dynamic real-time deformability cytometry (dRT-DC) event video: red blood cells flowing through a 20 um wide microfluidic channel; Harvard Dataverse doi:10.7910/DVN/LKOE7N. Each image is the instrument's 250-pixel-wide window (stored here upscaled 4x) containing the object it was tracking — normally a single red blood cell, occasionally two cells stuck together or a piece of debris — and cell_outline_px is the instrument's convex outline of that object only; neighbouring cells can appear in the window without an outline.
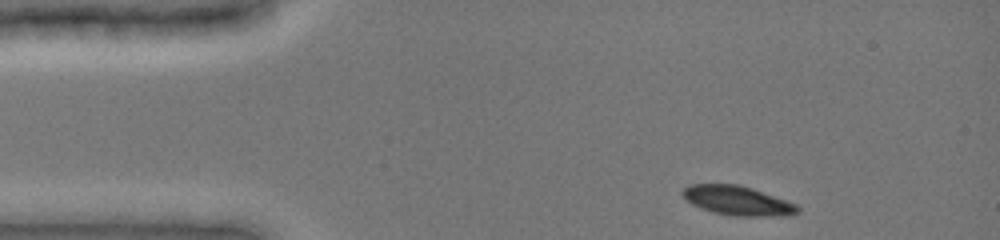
{"species": "common noctule bat (a hibernating species)", "species_latin": "Nyctalus noctula", "temperature_condition": "cold", "stored_images_in_passage": 38, "camera_frame_rate_fps": 3000, "um_per_image_px": 0.085, "animal": {"sex": "female", "body_mass_g": 19.0, "forearm_length_mm": 51.5}, "frame": {"image": 1, "passage_image": 1, "time_ms": 0.0, "image_size_px": [1000, 240], "cell_outline_px": [[800, 212], [788, 216], [736, 216], [716, 212], [692, 204], [680, 192], [688, 184], [736, 184], [752, 188], [796, 204], [800, 208]], "centroid_in_image_um": [62.72, 17.05], "position_along_channel_um": 22.3, "area_um2": 19.42}}
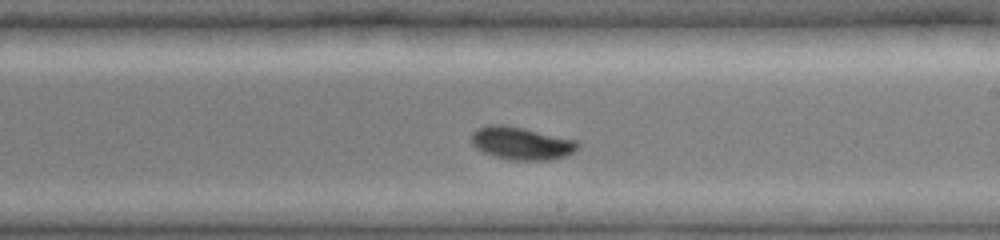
{"frame": {"image": 2, "passage_image": 23, "time_ms": 7.333, "image_size_px": [1000, 240], "cell_outline_px": [[580, 144], [572, 152], [564, 156], [552, 160], [512, 160], [492, 156], [476, 148], [472, 144], [472, 132], [476, 128], [488, 124], [504, 124], [524, 128], [576, 140]], "centroid_in_image_um": [44.28, 12.17], "position_along_channel_um": 244.7, "area_um2": 20.35}}
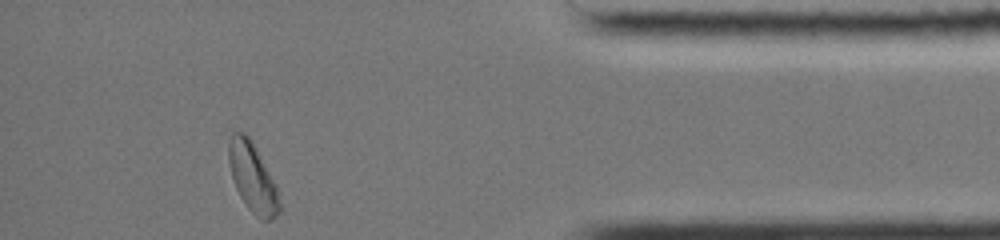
{"frame": {"image": 3, "passage_image": 38, "time_ms": 12.333, "image_size_px": [1000, 240], "cell_outline_px": [[280, 212], [272, 220], [264, 220], [256, 216], [248, 208], [240, 196], [236, 188], [232, 176], [228, 160], [228, 144], [232, 132], [244, 132], [248, 136], [276, 184], [280, 200]], "centroid_in_image_um": [21.47, 15.11], "position_along_channel_um": 413.7, "area_um2": 20.17}, "authors_computed_cell_mechanics": {"area_um2": 20.3167, "velocity_mm_per_s": 3.8978, "shape_relaxation_time_tau1_ms": 4.524, "shape_relaxation_time_tau2_ms": null, "deformation_change_tau1": 0.1601, "deformation_change_tau2": null}}